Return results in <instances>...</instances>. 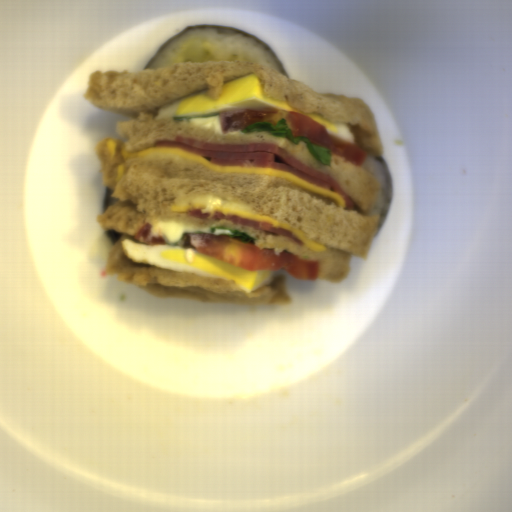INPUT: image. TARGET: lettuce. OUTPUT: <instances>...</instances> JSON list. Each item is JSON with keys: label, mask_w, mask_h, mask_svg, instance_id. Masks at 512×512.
<instances>
[{"label": "lettuce", "mask_w": 512, "mask_h": 512, "mask_svg": "<svg viewBox=\"0 0 512 512\" xmlns=\"http://www.w3.org/2000/svg\"><path fill=\"white\" fill-rule=\"evenodd\" d=\"M255 130H264L273 137L288 138L290 143L296 146L301 141H304L307 149L318 163L324 165L325 167H329L331 164L332 150L322 145H319L311 140H308L305 136H294L292 134V130L286 124V119H284L283 117L280 120H278L276 125H273L267 121H256L244 127L243 130L240 129L241 133L244 134H249L251 131Z\"/></svg>", "instance_id": "lettuce-1"}, {"label": "lettuce", "mask_w": 512, "mask_h": 512, "mask_svg": "<svg viewBox=\"0 0 512 512\" xmlns=\"http://www.w3.org/2000/svg\"><path fill=\"white\" fill-rule=\"evenodd\" d=\"M232 238L239 240V241L249 243V244H253V245L255 243V239L252 236H250L248 233H246L240 229L232 230Z\"/></svg>", "instance_id": "lettuce-2"}]
</instances>
